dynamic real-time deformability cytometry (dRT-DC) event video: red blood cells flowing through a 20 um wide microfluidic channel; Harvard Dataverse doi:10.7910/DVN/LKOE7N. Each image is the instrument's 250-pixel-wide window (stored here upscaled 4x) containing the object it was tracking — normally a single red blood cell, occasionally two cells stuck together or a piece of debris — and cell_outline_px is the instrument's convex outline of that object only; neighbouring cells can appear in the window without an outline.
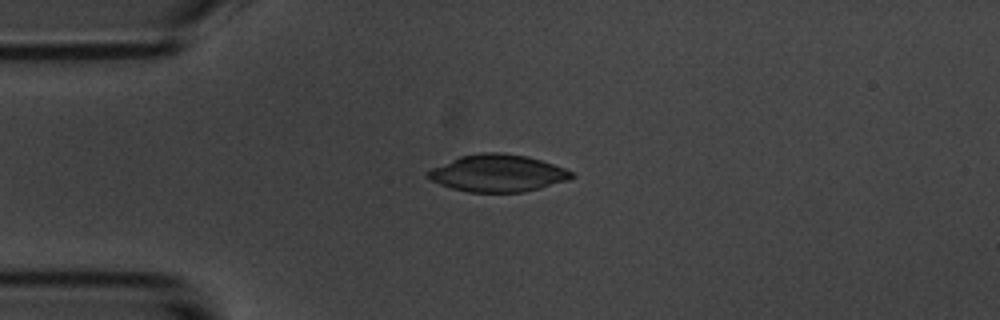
{"species": "common noctule bat (a hibernating species)", "species_latin": "Nyctalus noctula", "temperature_condition": "room temperature", "stored_images_in_passage": 9, "camera_frame_rate_fps": 3000, "um_per_image_px": 0.085, "animal": {"sex": "male", "body_mass_g": 20.1, "forearm_length_mm": 53.5}, "frame": {"image": 1, "passage_image": 2, "time_ms": 2.0, "image_size_px": [1000, 320], "cell_outline_px": [[576, 176], [568, 180], [540, 188], [524, 192], [468, 192], [452, 188], [440, 184], [424, 176], [424, 172], [432, 168], [460, 156], [480, 152], [504, 152], [528, 156], [564, 168], [572, 172]], "centroid_in_image_um": [42.29, 14.71], "position_along_channel_um": 42.7, "area_um2": 31.15}}